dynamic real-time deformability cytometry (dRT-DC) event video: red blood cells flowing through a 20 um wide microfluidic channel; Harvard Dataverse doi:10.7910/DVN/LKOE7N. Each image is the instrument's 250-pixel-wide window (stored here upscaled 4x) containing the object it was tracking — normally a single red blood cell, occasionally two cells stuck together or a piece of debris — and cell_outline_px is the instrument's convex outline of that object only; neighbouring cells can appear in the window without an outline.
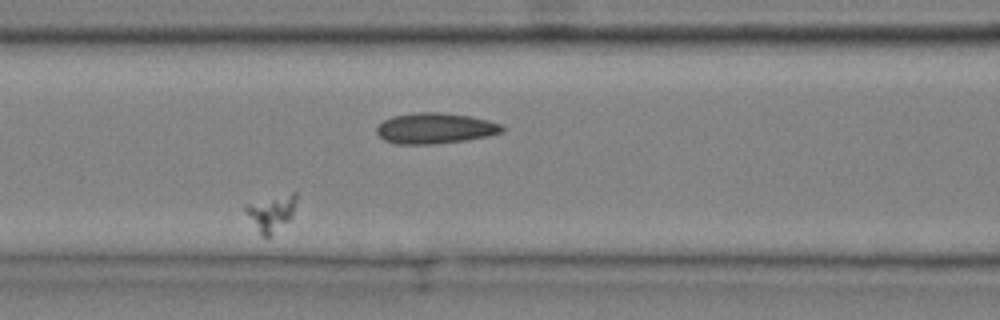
{"species": "common noctule bat (a hibernating species)", "species_latin": "Nyctalus noctula", "temperature_condition": "cold", "stored_images_in_passage": 7, "segment_of_instrument_passage": [2, 2], "camera_frame_rate_fps": 3000, "um_per_image_px": 0.085, "animal": {"sex": "male", "body_mass_g": 20.4}, "frame": {"image": 1, "passage_image": 6, "time_ms": 1.667, "image_size_px": [1000, 320], "cell_outline_px": [[296, 200], [292, 212], [288, 220], [272, 236], [260, 236], [244, 208], [244, 204], [292, 192], [296, 192]], "centroid_in_image_um": [23.03, 18.1], "position_along_channel_um": 143.6, "area_um2": 10.46}}